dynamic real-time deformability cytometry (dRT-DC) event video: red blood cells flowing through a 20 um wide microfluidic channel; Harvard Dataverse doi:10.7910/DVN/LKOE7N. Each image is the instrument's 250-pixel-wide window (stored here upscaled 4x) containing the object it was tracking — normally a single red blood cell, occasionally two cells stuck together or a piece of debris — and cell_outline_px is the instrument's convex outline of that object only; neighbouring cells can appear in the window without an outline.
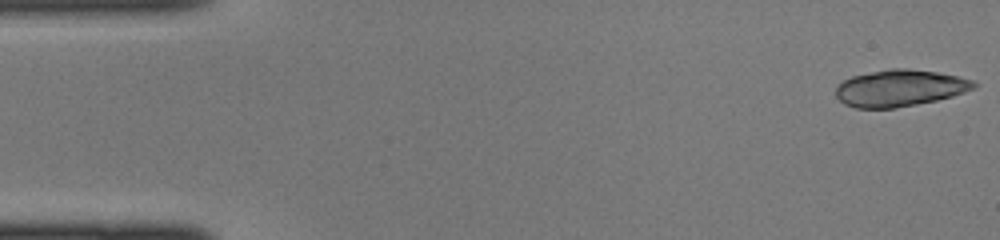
{"species": "common noctule bat (a hibernating species)", "species_latin": "Nyctalus noctula", "temperature_condition": "cold", "stored_images_in_passage": 14, "camera_frame_rate_fps": 3000, "um_per_image_px": 0.085, "animal": {"sex": "female", "body_mass_g": 22.0, "forearm_length_mm": 56.7}, "frame": {"image": 1, "passage_image": 1, "time_ms": 0.0, "image_size_px": [1000, 240], "cell_outline_px": [[976, 88], [952, 96], [936, 100], [896, 108], [856, 108], [844, 104], [836, 96], [836, 84], [852, 76], [888, 68], [908, 68], [936, 72], [956, 76], [972, 80], [976, 84]], "centroid_in_image_um": [76.45, 7.48], "position_along_channel_um": 8.6, "area_um2": 29.48}}